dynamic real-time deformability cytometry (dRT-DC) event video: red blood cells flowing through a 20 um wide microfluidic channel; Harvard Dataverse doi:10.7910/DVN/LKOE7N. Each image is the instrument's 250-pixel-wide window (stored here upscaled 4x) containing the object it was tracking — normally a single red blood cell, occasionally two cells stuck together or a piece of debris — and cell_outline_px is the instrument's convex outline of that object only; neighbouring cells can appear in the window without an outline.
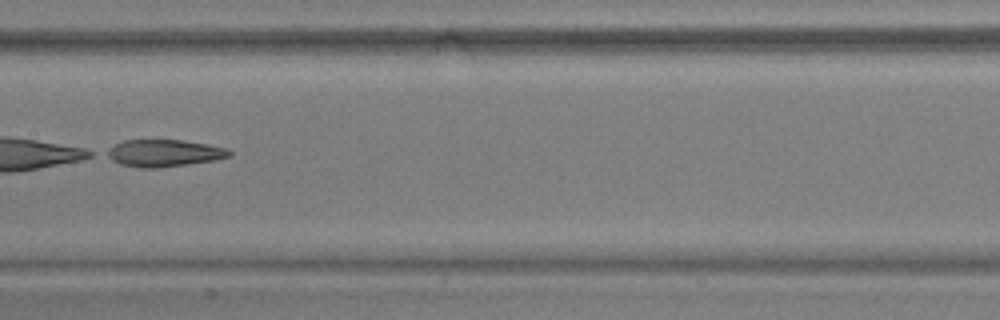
{"species": "common noctule bat (a hibernating species)", "species_latin": "Nyctalus noctula", "temperature_condition": "warm", "stored_images_in_passage": 51, "camera_frame_rate_fps": 3000, "um_per_image_px": 0.085, "animal": {"sex": "male", "body_mass_g": 17.9, "forearm_length_mm": 54.2}, "frame": {"image": 1, "passage_image": 28, "time_ms": 9.0, "image_size_px": [1000, 320], "cell_outline_px": [[232, 156], [216, 160], [156, 168], [140, 168], [120, 164], [104, 156], [104, 152], [116, 144], [124, 140], [180, 140], [208, 144], [224, 148], [232, 152]], "centroid_in_image_um": [13.91, 13.02], "position_along_channel_um": 193.5, "area_um2": 19.31}}
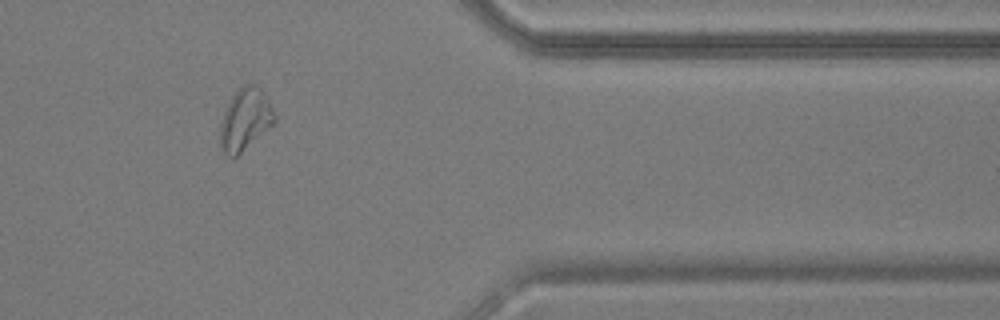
{"frame": {"image": 2, "passage_image": 42, "time_ms": 13.667, "image_size_px": [1000, 320], "cell_outline_px": [[276, 120], [272, 124], [232, 160], [224, 152], [220, 144], [220, 124], [224, 112], [232, 96], [244, 84], [256, 84], [260, 88], [268, 100], [276, 116]], "centroid_in_image_um": [20.82, 10.15], "position_along_channel_um": 390.6, "area_um2": 19.19}}
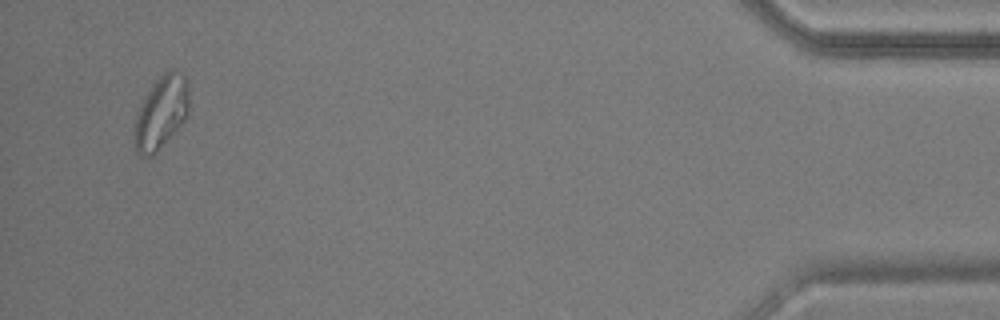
{"frame": {"image": 3, "passage_image": 49, "time_ms": 16.0, "image_size_px": [1000, 320], "cell_outline_px": [[188, 112], [184, 120], [156, 152], [152, 156], [140, 156], [136, 152], [132, 144], [132, 124], [140, 104], [152, 84], [168, 68], [176, 68], [188, 80]], "centroid_in_image_um": [13.64, 9.55], "position_along_channel_um": 421.6, "area_um2": 23.7}}